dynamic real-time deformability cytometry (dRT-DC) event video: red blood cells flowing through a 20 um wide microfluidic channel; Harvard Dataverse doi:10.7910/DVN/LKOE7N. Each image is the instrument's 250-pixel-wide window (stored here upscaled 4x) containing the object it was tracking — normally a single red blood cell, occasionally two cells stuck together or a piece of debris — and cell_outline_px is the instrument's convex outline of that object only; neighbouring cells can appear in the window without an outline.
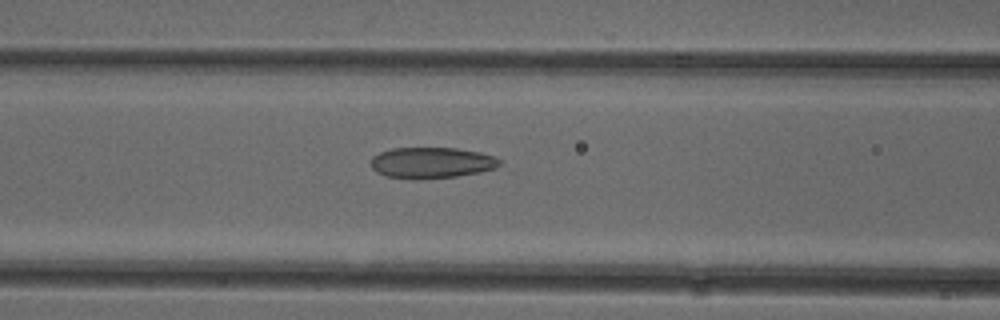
{"species": "common noctule bat (a hibernating species)", "species_latin": "Nyctalus noctula", "temperature_condition": "cold", "stored_images_in_passage": 32, "camera_frame_rate_fps": 3000, "um_per_image_px": 0.085, "animal": {"sex": "female"}, "frame": {"image": 1, "passage_image": 6, "time_ms": 1.667, "image_size_px": [1000, 320], "cell_outline_px": [[500, 164], [496, 168], [480, 172], [456, 176], [416, 180], [412, 180], [384, 176], [376, 172], [372, 168], [372, 156], [380, 152], [392, 148], [456, 148], [480, 152], [496, 156], [500, 160]], "centroid_in_image_um": [36.67, 13.84], "position_along_channel_um": 129.9, "area_um2": 23.52}}
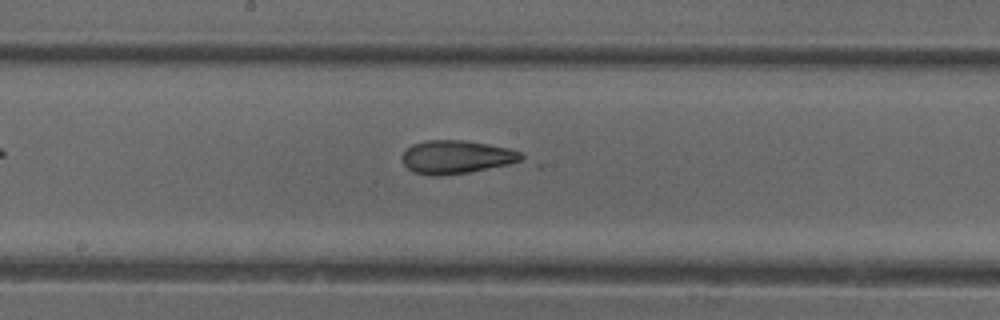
{"frame": {"image": 2, "passage_image": 12, "time_ms": 3.667, "image_size_px": [1000, 320], "cell_outline_px": [[544, 164], [540, 168], [440, 176], [432, 176], [412, 172], [404, 164], [400, 156], [412, 144], [428, 140], [464, 140], [488, 144], [508, 148], [520, 152]], "centroid_in_image_um": [39.4, 13.45], "position_along_channel_um": 208.8, "area_um2": 26.76}}
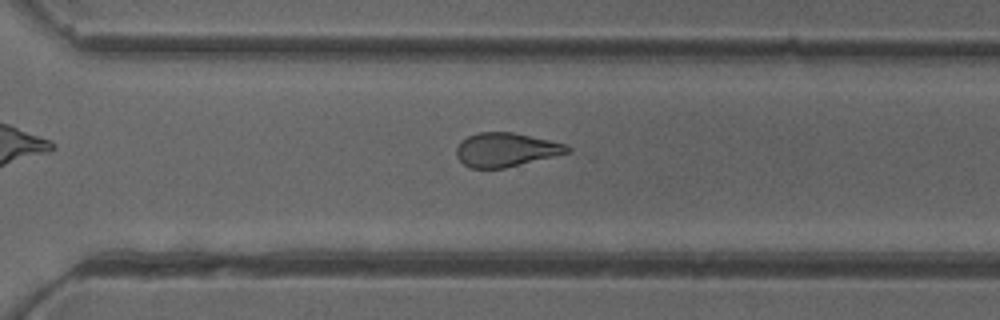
{"frame": {"image": 3, "passage_image": 21, "time_ms": 6.667, "image_size_px": [1000, 320], "cell_outline_px": [[572, 152], [504, 168], [468, 168], [456, 156], [456, 148], [460, 140], [476, 132], [512, 132], [548, 140], [564, 144], [572, 148]], "centroid_in_image_um": [42.97, 12.73], "position_along_channel_um": 327.6, "area_um2": 21.91}, "authors_computed_cell_mechanics": {"area_um2": 23.5246, "velocity_mm_per_s": 3.9718, "shape_relaxation_time_tau1_ms": null, "shape_relaxation_time_tau2_ms": 1.8228, "deformation_change_tau1": null, "deformation_change_tau2": 0.109}}